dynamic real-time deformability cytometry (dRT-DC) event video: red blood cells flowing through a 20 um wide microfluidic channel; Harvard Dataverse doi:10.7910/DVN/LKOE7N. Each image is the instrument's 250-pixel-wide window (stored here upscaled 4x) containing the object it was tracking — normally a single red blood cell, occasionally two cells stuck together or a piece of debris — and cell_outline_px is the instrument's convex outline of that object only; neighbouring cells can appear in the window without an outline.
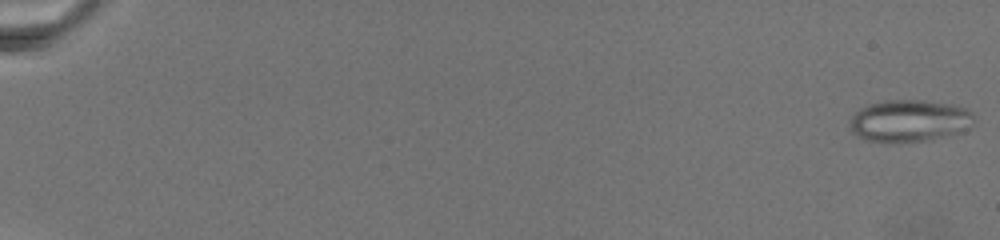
{"species": "common noctule bat (a hibernating species)", "species_latin": "Nyctalus noctula", "temperature_condition": "warm", "stored_images_in_passage": 53, "camera_frame_rate_fps": 3000, "um_per_image_px": 0.085, "animal": {"sex": "female", "body_mass_g": 19.5, "forearm_length_mm": 54.1}, "frame": {"image": 1, "passage_image": 1, "time_ms": 0.0, "image_size_px": [1000, 240], "cell_outline_px": [[976, 116], [972, 124], [968, 128], [960, 132], [928, 140], [892, 144], [864, 140], [856, 136], [848, 128], [848, 124], [852, 116], [860, 108], [868, 104], [888, 100], [924, 100], [952, 104], [968, 108]], "centroid_in_image_um": [77.27, 10.28], "position_along_channel_um": 7.7, "area_um2": 31.15}}
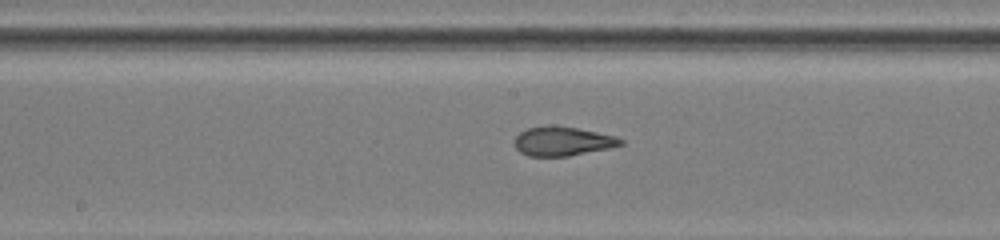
{"frame": {"image": 2, "passage_image": 28, "time_ms": 14.333, "image_size_px": [1000, 240], "cell_outline_px": [[624, 144], [608, 148], [568, 156], [528, 156], [520, 152], [516, 148], [516, 136], [520, 132], [528, 128], [576, 128], [616, 136], [624, 140]], "centroid_in_image_um": [47.86, 12.04], "position_along_channel_um": 200.3, "area_um2": 17.22}}
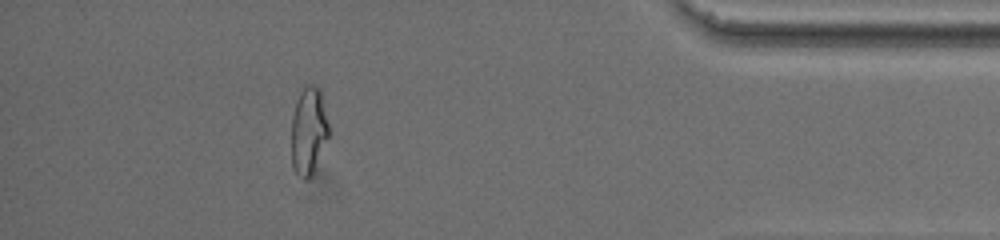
{"frame": {"image": 3, "passage_image": 47, "time_ms": 23.0, "image_size_px": [1000, 240], "cell_outline_px": [[328, 136], [312, 176], [308, 180], [304, 180], [296, 172], [292, 164], [292, 116], [300, 92], [304, 84], [316, 84], [320, 88], [328, 124]], "centroid_in_image_um": [26.23, 11.11], "position_along_channel_um": 409.0, "area_um2": 18.96}}